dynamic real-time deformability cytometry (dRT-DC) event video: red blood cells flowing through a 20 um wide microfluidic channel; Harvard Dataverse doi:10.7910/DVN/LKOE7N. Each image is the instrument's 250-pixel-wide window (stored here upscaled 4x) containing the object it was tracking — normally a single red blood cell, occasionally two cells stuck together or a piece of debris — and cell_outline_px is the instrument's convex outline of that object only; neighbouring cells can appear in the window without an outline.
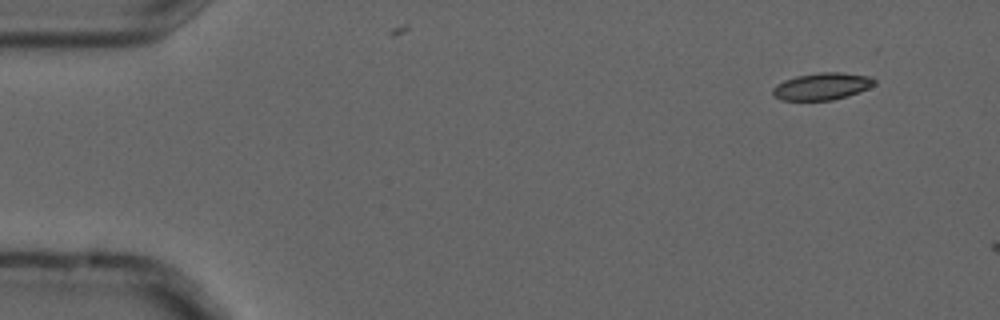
{"species": "common noctule bat (a hibernating species)", "species_latin": "Nyctalus noctula", "temperature_condition": "cold", "stored_images_in_passage": 2, "camera_frame_rate_fps": 3000, "um_per_image_px": 0.085, "animal": {"sex": "male", "forearm_length_mm": 52.5}, "frame": {"image": 1, "passage_image": 1, "time_ms": 0.0, "image_size_px": [1000, 320], "cell_outline_px": [[876, 84], [868, 88], [848, 96], [832, 100], [780, 100], [772, 96], [772, 88], [776, 84], [784, 80], [796, 76], [820, 72], [840, 72], [872, 76], [876, 80]], "centroid_in_image_um": [69.86, 7.33], "position_along_channel_um": 15.1, "area_um2": 16.24}}